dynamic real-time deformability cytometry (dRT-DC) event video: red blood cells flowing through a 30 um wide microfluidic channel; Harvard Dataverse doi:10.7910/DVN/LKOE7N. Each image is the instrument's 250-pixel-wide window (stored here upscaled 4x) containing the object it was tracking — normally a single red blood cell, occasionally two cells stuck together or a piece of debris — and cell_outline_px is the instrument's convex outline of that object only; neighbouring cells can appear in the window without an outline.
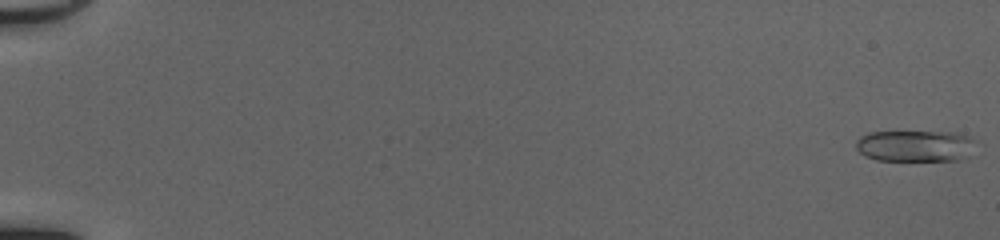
{"species": "common noctule bat (a hibernating species)", "species_latin": "Nyctalus noctula", "temperature_condition": "cold", "stored_images_in_passage": 52, "camera_frame_rate_fps": 3000, "um_per_image_px": 0.085, "animal": {"sex": "female", "body_mass_g": 20.0, "forearm_length_mm": 54.0}, "frame": {"image": 1, "passage_image": 1, "time_ms": 0.0, "image_size_px": [1000, 240], "cell_outline_px": [[976, 140], [968, 156], [960, 160], [876, 160], [864, 156], [856, 148], [856, 140], [860, 136], [868, 132], [956, 132], [968, 136]], "centroid_in_image_um": [77.77, 12.4], "position_along_channel_um": 7.2, "area_um2": 22.02}}
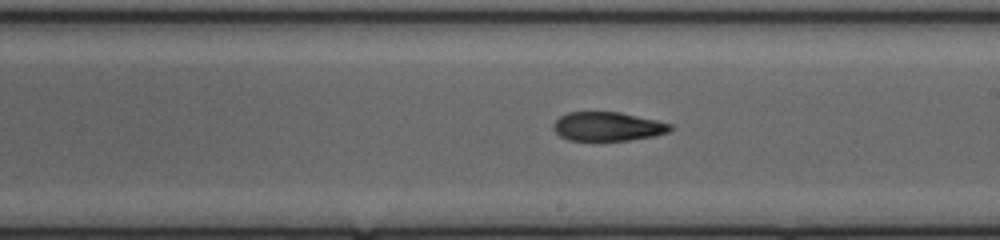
{"frame": {"image": 2, "passage_image": 32, "time_ms": 10.333, "image_size_px": [1000, 240], "cell_outline_px": [[676, 128], [668, 132], [656, 136], [628, 140], [568, 140], [560, 136], [552, 128], [552, 124], [560, 116], [568, 112], [620, 112], [656, 120], [672, 124]], "centroid_in_image_um": [51.68, 10.75], "position_along_channel_um": 237.3, "area_um2": 19.83}}
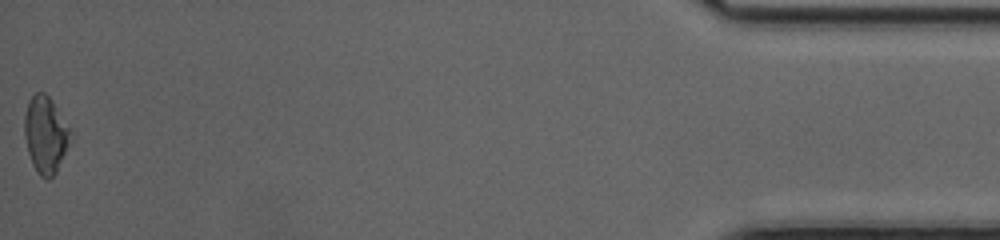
{"frame": {"image": 3, "passage_image": 52, "time_ms": 17.0, "image_size_px": [1000, 240], "cell_outline_px": [[72, 132], [68, 144], [56, 172], [48, 180], [40, 176], [36, 172], [32, 164], [28, 152], [24, 136], [24, 116], [28, 100], [36, 92], [44, 92], [52, 100]], "centroid_in_image_um": [3.84, 11.44], "position_along_channel_um": 431.4, "area_um2": 20.46}, "authors_computed_cell_mechanics": {"area_um2": 20.6924, "velocity_mm_per_s": 4.1601, "shape_relaxation_time_tau1_ms": null, "shape_relaxation_time_tau2_ms": 2.7503, "deformation_change_tau1": null, "deformation_change_tau2": 0.1072}}